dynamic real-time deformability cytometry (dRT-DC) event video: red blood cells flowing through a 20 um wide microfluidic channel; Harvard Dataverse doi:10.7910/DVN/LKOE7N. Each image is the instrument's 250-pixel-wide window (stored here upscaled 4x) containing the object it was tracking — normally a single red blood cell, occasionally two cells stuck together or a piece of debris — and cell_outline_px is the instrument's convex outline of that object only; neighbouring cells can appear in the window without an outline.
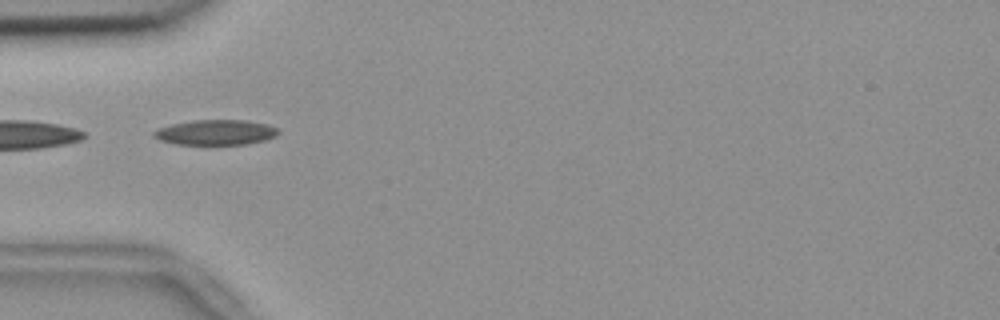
{"species": "common noctule bat (a hibernating species)", "species_latin": "Nyctalus noctula", "temperature_condition": "room temperature", "stored_images_in_passage": 20, "camera_frame_rate_fps": 3000, "um_per_image_px": 0.085, "animal": {"sex": "female", "body_mass_g": 18.4}, "frame": {"image": 1, "passage_image": 1, "time_ms": 0.0, "image_size_px": [1000, 320], "cell_outline_px": [[280, 132], [276, 136], [264, 140], [248, 144], [176, 144], [160, 140], [152, 136], [152, 132], [160, 128], [172, 124], [192, 120], [248, 120], [268, 124], [276, 128]], "centroid_in_image_um": [18.35, 11.24], "position_along_channel_um": 66.7, "area_um2": 18.26}}